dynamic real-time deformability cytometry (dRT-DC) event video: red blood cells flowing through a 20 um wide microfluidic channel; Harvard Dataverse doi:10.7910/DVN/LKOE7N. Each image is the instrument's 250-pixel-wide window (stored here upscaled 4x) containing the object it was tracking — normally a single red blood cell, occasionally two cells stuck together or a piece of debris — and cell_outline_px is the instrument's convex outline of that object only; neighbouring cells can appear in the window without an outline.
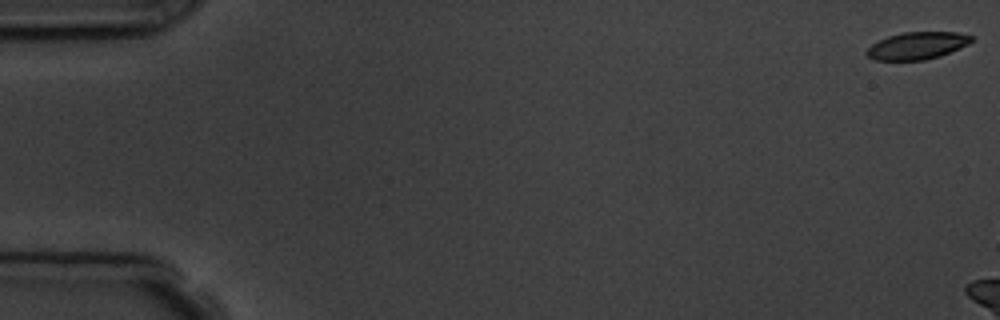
{"species": "common noctule bat (a hibernating species)", "species_latin": "Nyctalus noctula", "temperature_condition": "room temperature", "stored_images_in_passage": 2, "camera_frame_rate_fps": 3000, "um_per_image_px": 0.085, "animal": {"sex": "male", "body_mass_g": 19.5, "forearm_length_mm": 54.6}, "frame": {"image": 1, "passage_image": 1, "time_ms": 0.0, "image_size_px": [1000, 320], "cell_outline_px": [[972, 40], [968, 44], [940, 56], [924, 60], [872, 60], [864, 52], [872, 44], [888, 36], [904, 32], [956, 32], [972, 36]], "centroid_in_image_um": [77.93, 3.88], "position_along_channel_um": 7.1, "area_um2": 16.53}}